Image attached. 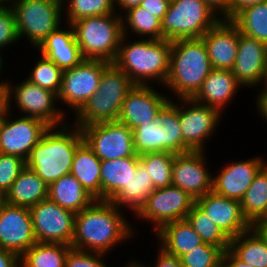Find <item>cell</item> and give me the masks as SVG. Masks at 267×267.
Instances as JSON below:
<instances>
[{
    "label": "cell",
    "instance_id": "cb8c5ba5",
    "mask_svg": "<svg viewBox=\"0 0 267 267\" xmlns=\"http://www.w3.org/2000/svg\"><path fill=\"white\" fill-rule=\"evenodd\" d=\"M139 156L101 161V200L110 201L137 170Z\"/></svg>",
    "mask_w": 267,
    "mask_h": 267
},
{
    "label": "cell",
    "instance_id": "ffe728a7",
    "mask_svg": "<svg viewBox=\"0 0 267 267\" xmlns=\"http://www.w3.org/2000/svg\"><path fill=\"white\" fill-rule=\"evenodd\" d=\"M212 69L232 70L236 61L239 29L231 21L221 19L202 37Z\"/></svg>",
    "mask_w": 267,
    "mask_h": 267
},
{
    "label": "cell",
    "instance_id": "8992f818",
    "mask_svg": "<svg viewBox=\"0 0 267 267\" xmlns=\"http://www.w3.org/2000/svg\"><path fill=\"white\" fill-rule=\"evenodd\" d=\"M220 20L203 0H170L161 21L163 39H199Z\"/></svg>",
    "mask_w": 267,
    "mask_h": 267
},
{
    "label": "cell",
    "instance_id": "b9f144b4",
    "mask_svg": "<svg viewBox=\"0 0 267 267\" xmlns=\"http://www.w3.org/2000/svg\"><path fill=\"white\" fill-rule=\"evenodd\" d=\"M62 75L63 71L59 67L48 58L41 55V58L30 73V77L27 79L31 83L58 95L61 88Z\"/></svg>",
    "mask_w": 267,
    "mask_h": 267
},
{
    "label": "cell",
    "instance_id": "d590c367",
    "mask_svg": "<svg viewBox=\"0 0 267 267\" xmlns=\"http://www.w3.org/2000/svg\"><path fill=\"white\" fill-rule=\"evenodd\" d=\"M124 12H126V21H123L122 25L123 35H126V33H128L126 30L130 28L132 32L141 37L146 35L147 37L149 36L150 39L154 40L163 39L161 20L154 16L153 13L147 11L146 8L139 5ZM126 22L128 25H126Z\"/></svg>",
    "mask_w": 267,
    "mask_h": 267
},
{
    "label": "cell",
    "instance_id": "e7e4bbea",
    "mask_svg": "<svg viewBox=\"0 0 267 267\" xmlns=\"http://www.w3.org/2000/svg\"><path fill=\"white\" fill-rule=\"evenodd\" d=\"M4 117H5V111L0 115V130H1L2 124L4 122Z\"/></svg>",
    "mask_w": 267,
    "mask_h": 267
},
{
    "label": "cell",
    "instance_id": "c3c4849f",
    "mask_svg": "<svg viewBox=\"0 0 267 267\" xmlns=\"http://www.w3.org/2000/svg\"><path fill=\"white\" fill-rule=\"evenodd\" d=\"M213 12L219 14L221 19L230 20V7L232 0H203ZM219 11V12H218Z\"/></svg>",
    "mask_w": 267,
    "mask_h": 267
},
{
    "label": "cell",
    "instance_id": "bcb514c9",
    "mask_svg": "<svg viewBox=\"0 0 267 267\" xmlns=\"http://www.w3.org/2000/svg\"><path fill=\"white\" fill-rule=\"evenodd\" d=\"M104 254L71 248L65 260V267H107L102 262Z\"/></svg>",
    "mask_w": 267,
    "mask_h": 267
},
{
    "label": "cell",
    "instance_id": "60d3db41",
    "mask_svg": "<svg viewBox=\"0 0 267 267\" xmlns=\"http://www.w3.org/2000/svg\"><path fill=\"white\" fill-rule=\"evenodd\" d=\"M134 84L114 63L103 71L99 88L94 95L126 96Z\"/></svg>",
    "mask_w": 267,
    "mask_h": 267
},
{
    "label": "cell",
    "instance_id": "1f68e13d",
    "mask_svg": "<svg viewBox=\"0 0 267 267\" xmlns=\"http://www.w3.org/2000/svg\"><path fill=\"white\" fill-rule=\"evenodd\" d=\"M229 249L247 264L255 267H267V241L253 226L232 238Z\"/></svg>",
    "mask_w": 267,
    "mask_h": 267
},
{
    "label": "cell",
    "instance_id": "7c38bea8",
    "mask_svg": "<svg viewBox=\"0 0 267 267\" xmlns=\"http://www.w3.org/2000/svg\"><path fill=\"white\" fill-rule=\"evenodd\" d=\"M195 199L181 188L169 186L155 189L136 216L154 224L156 232L168 223L184 220Z\"/></svg>",
    "mask_w": 267,
    "mask_h": 267
},
{
    "label": "cell",
    "instance_id": "d4e9b609",
    "mask_svg": "<svg viewBox=\"0 0 267 267\" xmlns=\"http://www.w3.org/2000/svg\"><path fill=\"white\" fill-rule=\"evenodd\" d=\"M101 160L83 141L76 149L70 174H72L96 200H101Z\"/></svg>",
    "mask_w": 267,
    "mask_h": 267
},
{
    "label": "cell",
    "instance_id": "6f0895ef",
    "mask_svg": "<svg viewBox=\"0 0 267 267\" xmlns=\"http://www.w3.org/2000/svg\"><path fill=\"white\" fill-rule=\"evenodd\" d=\"M6 88H0V115L7 109Z\"/></svg>",
    "mask_w": 267,
    "mask_h": 267
},
{
    "label": "cell",
    "instance_id": "ba28073f",
    "mask_svg": "<svg viewBox=\"0 0 267 267\" xmlns=\"http://www.w3.org/2000/svg\"><path fill=\"white\" fill-rule=\"evenodd\" d=\"M80 128L84 141L101 161L136 155L133 131L127 125L110 121Z\"/></svg>",
    "mask_w": 267,
    "mask_h": 267
},
{
    "label": "cell",
    "instance_id": "5b68a950",
    "mask_svg": "<svg viewBox=\"0 0 267 267\" xmlns=\"http://www.w3.org/2000/svg\"><path fill=\"white\" fill-rule=\"evenodd\" d=\"M123 19L120 14L111 13L72 22L83 58L113 63L123 37Z\"/></svg>",
    "mask_w": 267,
    "mask_h": 267
},
{
    "label": "cell",
    "instance_id": "e0dca14e",
    "mask_svg": "<svg viewBox=\"0 0 267 267\" xmlns=\"http://www.w3.org/2000/svg\"><path fill=\"white\" fill-rule=\"evenodd\" d=\"M168 101L165 95L159 94L150 85H134L123 101L117 121L131 130L140 125H150Z\"/></svg>",
    "mask_w": 267,
    "mask_h": 267
},
{
    "label": "cell",
    "instance_id": "74e56055",
    "mask_svg": "<svg viewBox=\"0 0 267 267\" xmlns=\"http://www.w3.org/2000/svg\"><path fill=\"white\" fill-rule=\"evenodd\" d=\"M175 154L171 152H153L139 156L146 165L147 175L155 189L172 186V165Z\"/></svg>",
    "mask_w": 267,
    "mask_h": 267
},
{
    "label": "cell",
    "instance_id": "db71d44e",
    "mask_svg": "<svg viewBox=\"0 0 267 267\" xmlns=\"http://www.w3.org/2000/svg\"><path fill=\"white\" fill-rule=\"evenodd\" d=\"M257 108L258 111L261 113V115L265 118L267 121V91H262L260 94L257 96Z\"/></svg>",
    "mask_w": 267,
    "mask_h": 267
},
{
    "label": "cell",
    "instance_id": "d6a6232c",
    "mask_svg": "<svg viewBox=\"0 0 267 267\" xmlns=\"http://www.w3.org/2000/svg\"><path fill=\"white\" fill-rule=\"evenodd\" d=\"M71 248L67 244L36 242L20 257V267H65Z\"/></svg>",
    "mask_w": 267,
    "mask_h": 267
},
{
    "label": "cell",
    "instance_id": "44dd1931",
    "mask_svg": "<svg viewBox=\"0 0 267 267\" xmlns=\"http://www.w3.org/2000/svg\"><path fill=\"white\" fill-rule=\"evenodd\" d=\"M263 160L257 157L225 165L219 172L220 174L213 176L212 191L240 201L255 175L265 165L266 162Z\"/></svg>",
    "mask_w": 267,
    "mask_h": 267
},
{
    "label": "cell",
    "instance_id": "83f0119b",
    "mask_svg": "<svg viewBox=\"0 0 267 267\" xmlns=\"http://www.w3.org/2000/svg\"><path fill=\"white\" fill-rule=\"evenodd\" d=\"M126 96L93 95L75 113L76 126L117 121Z\"/></svg>",
    "mask_w": 267,
    "mask_h": 267
},
{
    "label": "cell",
    "instance_id": "4dcf8cb0",
    "mask_svg": "<svg viewBox=\"0 0 267 267\" xmlns=\"http://www.w3.org/2000/svg\"><path fill=\"white\" fill-rule=\"evenodd\" d=\"M240 204L242 213L251 226L267 216V163L255 175Z\"/></svg>",
    "mask_w": 267,
    "mask_h": 267
},
{
    "label": "cell",
    "instance_id": "ac0fdd59",
    "mask_svg": "<svg viewBox=\"0 0 267 267\" xmlns=\"http://www.w3.org/2000/svg\"><path fill=\"white\" fill-rule=\"evenodd\" d=\"M195 204L230 238L237 237L252 226L245 219L240 201L218 195L213 191L199 197Z\"/></svg>",
    "mask_w": 267,
    "mask_h": 267
},
{
    "label": "cell",
    "instance_id": "91938a15",
    "mask_svg": "<svg viewBox=\"0 0 267 267\" xmlns=\"http://www.w3.org/2000/svg\"><path fill=\"white\" fill-rule=\"evenodd\" d=\"M2 64H3V58L0 55V71H2ZM0 74H1V72H0ZM6 83L7 82H4V80H3V82L0 81V88H5Z\"/></svg>",
    "mask_w": 267,
    "mask_h": 267
},
{
    "label": "cell",
    "instance_id": "7402d4cb",
    "mask_svg": "<svg viewBox=\"0 0 267 267\" xmlns=\"http://www.w3.org/2000/svg\"><path fill=\"white\" fill-rule=\"evenodd\" d=\"M68 25V30H61L59 26L38 47L41 55L51 60L62 71L71 69L84 60L73 27L71 24Z\"/></svg>",
    "mask_w": 267,
    "mask_h": 267
},
{
    "label": "cell",
    "instance_id": "9c48e42d",
    "mask_svg": "<svg viewBox=\"0 0 267 267\" xmlns=\"http://www.w3.org/2000/svg\"><path fill=\"white\" fill-rule=\"evenodd\" d=\"M37 243H60L71 246L75 213L45 199L29 208Z\"/></svg>",
    "mask_w": 267,
    "mask_h": 267
},
{
    "label": "cell",
    "instance_id": "836d02e7",
    "mask_svg": "<svg viewBox=\"0 0 267 267\" xmlns=\"http://www.w3.org/2000/svg\"><path fill=\"white\" fill-rule=\"evenodd\" d=\"M231 21L240 33L267 44V1L246 7Z\"/></svg>",
    "mask_w": 267,
    "mask_h": 267
},
{
    "label": "cell",
    "instance_id": "4316f807",
    "mask_svg": "<svg viewBox=\"0 0 267 267\" xmlns=\"http://www.w3.org/2000/svg\"><path fill=\"white\" fill-rule=\"evenodd\" d=\"M6 196L8 204L30 208L48 198V185L26 166Z\"/></svg>",
    "mask_w": 267,
    "mask_h": 267
},
{
    "label": "cell",
    "instance_id": "816d5d0a",
    "mask_svg": "<svg viewBox=\"0 0 267 267\" xmlns=\"http://www.w3.org/2000/svg\"><path fill=\"white\" fill-rule=\"evenodd\" d=\"M222 264L225 267H255L240 260L230 249L224 251L222 256Z\"/></svg>",
    "mask_w": 267,
    "mask_h": 267
},
{
    "label": "cell",
    "instance_id": "277c9868",
    "mask_svg": "<svg viewBox=\"0 0 267 267\" xmlns=\"http://www.w3.org/2000/svg\"><path fill=\"white\" fill-rule=\"evenodd\" d=\"M212 70L206 46L201 38L171 42L169 74L165 86L179 99H192Z\"/></svg>",
    "mask_w": 267,
    "mask_h": 267
},
{
    "label": "cell",
    "instance_id": "9f6ffc18",
    "mask_svg": "<svg viewBox=\"0 0 267 267\" xmlns=\"http://www.w3.org/2000/svg\"><path fill=\"white\" fill-rule=\"evenodd\" d=\"M142 0H115V3H117L121 7L122 11L123 9L127 11L128 9L139 6L141 4Z\"/></svg>",
    "mask_w": 267,
    "mask_h": 267
},
{
    "label": "cell",
    "instance_id": "681fc988",
    "mask_svg": "<svg viewBox=\"0 0 267 267\" xmlns=\"http://www.w3.org/2000/svg\"><path fill=\"white\" fill-rule=\"evenodd\" d=\"M160 253L157 257V264L155 267H183L182 262L178 256L166 252L162 247L159 249Z\"/></svg>",
    "mask_w": 267,
    "mask_h": 267
},
{
    "label": "cell",
    "instance_id": "be15d7a7",
    "mask_svg": "<svg viewBox=\"0 0 267 267\" xmlns=\"http://www.w3.org/2000/svg\"><path fill=\"white\" fill-rule=\"evenodd\" d=\"M12 0H0V6H7L10 5ZM4 2V3H3ZM2 4V5H1ZM7 4V5H6Z\"/></svg>",
    "mask_w": 267,
    "mask_h": 267
},
{
    "label": "cell",
    "instance_id": "f35d334b",
    "mask_svg": "<svg viewBox=\"0 0 267 267\" xmlns=\"http://www.w3.org/2000/svg\"><path fill=\"white\" fill-rule=\"evenodd\" d=\"M156 120L166 129V152L182 153V130L178 118V104L169 100L157 113Z\"/></svg>",
    "mask_w": 267,
    "mask_h": 267
},
{
    "label": "cell",
    "instance_id": "f546056e",
    "mask_svg": "<svg viewBox=\"0 0 267 267\" xmlns=\"http://www.w3.org/2000/svg\"><path fill=\"white\" fill-rule=\"evenodd\" d=\"M154 190L153 182L147 175L146 165L139 159L137 170L127 185H124L110 201L117 208L124 205L136 214Z\"/></svg>",
    "mask_w": 267,
    "mask_h": 267
},
{
    "label": "cell",
    "instance_id": "603a6c76",
    "mask_svg": "<svg viewBox=\"0 0 267 267\" xmlns=\"http://www.w3.org/2000/svg\"><path fill=\"white\" fill-rule=\"evenodd\" d=\"M239 87L241 85L231 70L212 69L192 99L222 113V108L234 98Z\"/></svg>",
    "mask_w": 267,
    "mask_h": 267
},
{
    "label": "cell",
    "instance_id": "6125c7cd",
    "mask_svg": "<svg viewBox=\"0 0 267 267\" xmlns=\"http://www.w3.org/2000/svg\"><path fill=\"white\" fill-rule=\"evenodd\" d=\"M126 267H147V266H145V264L143 265V264H140V262L138 263L137 261H135V262H131Z\"/></svg>",
    "mask_w": 267,
    "mask_h": 267
},
{
    "label": "cell",
    "instance_id": "94428289",
    "mask_svg": "<svg viewBox=\"0 0 267 267\" xmlns=\"http://www.w3.org/2000/svg\"><path fill=\"white\" fill-rule=\"evenodd\" d=\"M263 81L262 83H264L265 85L263 86V90L262 91H267V65H266V69H265V74H264V78H263Z\"/></svg>",
    "mask_w": 267,
    "mask_h": 267
},
{
    "label": "cell",
    "instance_id": "ee69618b",
    "mask_svg": "<svg viewBox=\"0 0 267 267\" xmlns=\"http://www.w3.org/2000/svg\"><path fill=\"white\" fill-rule=\"evenodd\" d=\"M25 167L21 157L0 153V190L7 193Z\"/></svg>",
    "mask_w": 267,
    "mask_h": 267
},
{
    "label": "cell",
    "instance_id": "ab89813d",
    "mask_svg": "<svg viewBox=\"0 0 267 267\" xmlns=\"http://www.w3.org/2000/svg\"><path fill=\"white\" fill-rule=\"evenodd\" d=\"M66 2L69 4L66 15L68 24L83 18L115 13L116 10L115 0H67Z\"/></svg>",
    "mask_w": 267,
    "mask_h": 267
},
{
    "label": "cell",
    "instance_id": "5bb4252c",
    "mask_svg": "<svg viewBox=\"0 0 267 267\" xmlns=\"http://www.w3.org/2000/svg\"><path fill=\"white\" fill-rule=\"evenodd\" d=\"M8 117L9 111L6 109L0 130V153L27 160L32 149L50 126L40 119L25 115L14 121Z\"/></svg>",
    "mask_w": 267,
    "mask_h": 267
},
{
    "label": "cell",
    "instance_id": "6da1fadb",
    "mask_svg": "<svg viewBox=\"0 0 267 267\" xmlns=\"http://www.w3.org/2000/svg\"><path fill=\"white\" fill-rule=\"evenodd\" d=\"M123 216L111 201L95 200L76 213L71 247L105 255L115 244L133 237L134 230Z\"/></svg>",
    "mask_w": 267,
    "mask_h": 267
},
{
    "label": "cell",
    "instance_id": "30bf717a",
    "mask_svg": "<svg viewBox=\"0 0 267 267\" xmlns=\"http://www.w3.org/2000/svg\"><path fill=\"white\" fill-rule=\"evenodd\" d=\"M5 88L8 111H10V103L14 97L18 109L21 113H25L26 117H34L44 121L49 126L57 127L58 125L60 128L59 124L63 123L64 114L63 111H60L61 109L55 107L54 102L57 101L55 93L31 83L28 79L16 86L6 83Z\"/></svg>",
    "mask_w": 267,
    "mask_h": 267
},
{
    "label": "cell",
    "instance_id": "d6986e66",
    "mask_svg": "<svg viewBox=\"0 0 267 267\" xmlns=\"http://www.w3.org/2000/svg\"><path fill=\"white\" fill-rule=\"evenodd\" d=\"M267 65V44L239 31L237 57L233 69L241 86L253 87L263 82Z\"/></svg>",
    "mask_w": 267,
    "mask_h": 267
},
{
    "label": "cell",
    "instance_id": "f5cc1de1",
    "mask_svg": "<svg viewBox=\"0 0 267 267\" xmlns=\"http://www.w3.org/2000/svg\"><path fill=\"white\" fill-rule=\"evenodd\" d=\"M267 0H232L230 7V20H232L241 10L254 4L266 2Z\"/></svg>",
    "mask_w": 267,
    "mask_h": 267
},
{
    "label": "cell",
    "instance_id": "9a60e30c",
    "mask_svg": "<svg viewBox=\"0 0 267 267\" xmlns=\"http://www.w3.org/2000/svg\"><path fill=\"white\" fill-rule=\"evenodd\" d=\"M204 151H188L174 156L172 186L181 188L195 200L212 191L213 176L206 168Z\"/></svg>",
    "mask_w": 267,
    "mask_h": 267
},
{
    "label": "cell",
    "instance_id": "7a4b0ae2",
    "mask_svg": "<svg viewBox=\"0 0 267 267\" xmlns=\"http://www.w3.org/2000/svg\"><path fill=\"white\" fill-rule=\"evenodd\" d=\"M62 125L64 127L59 130L50 126L26 160V166L48 186L70 174L75 151L84 141L80 127L74 125L71 132L66 124Z\"/></svg>",
    "mask_w": 267,
    "mask_h": 267
},
{
    "label": "cell",
    "instance_id": "52a82bcc",
    "mask_svg": "<svg viewBox=\"0 0 267 267\" xmlns=\"http://www.w3.org/2000/svg\"><path fill=\"white\" fill-rule=\"evenodd\" d=\"M63 0H12L19 39L26 37L35 47L59 26ZM61 17V18H60Z\"/></svg>",
    "mask_w": 267,
    "mask_h": 267
},
{
    "label": "cell",
    "instance_id": "484cf974",
    "mask_svg": "<svg viewBox=\"0 0 267 267\" xmlns=\"http://www.w3.org/2000/svg\"><path fill=\"white\" fill-rule=\"evenodd\" d=\"M48 199L75 214L96 200L72 174L62 176L48 186Z\"/></svg>",
    "mask_w": 267,
    "mask_h": 267
},
{
    "label": "cell",
    "instance_id": "f6af8a7d",
    "mask_svg": "<svg viewBox=\"0 0 267 267\" xmlns=\"http://www.w3.org/2000/svg\"><path fill=\"white\" fill-rule=\"evenodd\" d=\"M19 40L15 15L11 6H0V49Z\"/></svg>",
    "mask_w": 267,
    "mask_h": 267
},
{
    "label": "cell",
    "instance_id": "e575fe53",
    "mask_svg": "<svg viewBox=\"0 0 267 267\" xmlns=\"http://www.w3.org/2000/svg\"><path fill=\"white\" fill-rule=\"evenodd\" d=\"M186 220L204 243L215 245L223 251L230 248L231 239L196 204L192 206Z\"/></svg>",
    "mask_w": 267,
    "mask_h": 267
},
{
    "label": "cell",
    "instance_id": "f1b7e54d",
    "mask_svg": "<svg viewBox=\"0 0 267 267\" xmlns=\"http://www.w3.org/2000/svg\"><path fill=\"white\" fill-rule=\"evenodd\" d=\"M155 233L162 242L160 246L179 258L203 243L186 219L168 223Z\"/></svg>",
    "mask_w": 267,
    "mask_h": 267
},
{
    "label": "cell",
    "instance_id": "7bdbcfd3",
    "mask_svg": "<svg viewBox=\"0 0 267 267\" xmlns=\"http://www.w3.org/2000/svg\"><path fill=\"white\" fill-rule=\"evenodd\" d=\"M224 251L212 244L202 243L180 257L183 267H219Z\"/></svg>",
    "mask_w": 267,
    "mask_h": 267
},
{
    "label": "cell",
    "instance_id": "8d00e7d4",
    "mask_svg": "<svg viewBox=\"0 0 267 267\" xmlns=\"http://www.w3.org/2000/svg\"><path fill=\"white\" fill-rule=\"evenodd\" d=\"M133 131L134 149L138 156L166 152V129L154 120L150 125H140Z\"/></svg>",
    "mask_w": 267,
    "mask_h": 267
},
{
    "label": "cell",
    "instance_id": "3957f363",
    "mask_svg": "<svg viewBox=\"0 0 267 267\" xmlns=\"http://www.w3.org/2000/svg\"><path fill=\"white\" fill-rule=\"evenodd\" d=\"M125 37L123 35L113 63L134 85L147 86L149 80L160 81L164 85L169 74L171 41L141 38L126 44Z\"/></svg>",
    "mask_w": 267,
    "mask_h": 267
},
{
    "label": "cell",
    "instance_id": "11a10c76",
    "mask_svg": "<svg viewBox=\"0 0 267 267\" xmlns=\"http://www.w3.org/2000/svg\"><path fill=\"white\" fill-rule=\"evenodd\" d=\"M253 227L267 241V216L261 218Z\"/></svg>",
    "mask_w": 267,
    "mask_h": 267
},
{
    "label": "cell",
    "instance_id": "4fadbf2b",
    "mask_svg": "<svg viewBox=\"0 0 267 267\" xmlns=\"http://www.w3.org/2000/svg\"><path fill=\"white\" fill-rule=\"evenodd\" d=\"M178 118L182 130V153L204 151L205 140L212 136L221 113L210 106L195 102L193 99H179ZM190 106L185 108L184 106ZM184 107V108H183ZM204 149V150H203Z\"/></svg>",
    "mask_w": 267,
    "mask_h": 267
},
{
    "label": "cell",
    "instance_id": "7dc6e473",
    "mask_svg": "<svg viewBox=\"0 0 267 267\" xmlns=\"http://www.w3.org/2000/svg\"><path fill=\"white\" fill-rule=\"evenodd\" d=\"M170 0H142L140 6L153 13L161 21L168 10Z\"/></svg>",
    "mask_w": 267,
    "mask_h": 267
},
{
    "label": "cell",
    "instance_id": "2e32d148",
    "mask_svg": "<svg viewBox=\"0 0 267 267\" xmlns=\"http://www.w3.org/2000/svg\"><path fill=\"white\" fill-rule=\"evenodd\" d=\"M36 242L29 208L6 203L0 209V248L21 257Z\"/></svg>",
    "mask_w": 267,
    "mask_h": 267
},
{
    "label": "cell",
    "instance_id": "680465c9",
    "mask_svg": "<svg viewBox=\"0 0 267 267\" xmlns=\"http://www.w3.org/2000/svg\"><path fill=\"white\" fill-rule=\"evenodd\" d=\"M7 203V196L6 193L0 190V209Z\"/></svg>",
    "mask_w": 267,
    "mask_h": 267
},
{
    "label": "cell",
    "instance_id": "f907efd6",
    "mask_svg": "<svg viewBox=\"0 0 267 267\" xmlns=\"http://www.w3.org/2000/svg\"><path fill=\"white\" fill-rule=\"evenodd\" d=\"M0 267H20V257L12 251L0 248Z\"/></svg>",
    "mask_w": 267,
    "mask_h": 267
},
{
    "label": "cell",
    "instance_id": "8fae6325",
    "mask_svg": "<svg viewBox=\"0 0 267 267\" xmlns=\"http://www.w3.org/2000/svg\"><path fill=\"white\" fill-rule=\"evenodd\" d=\"M110 63L104 60L84 59L79 65L63 71L57 99L73 111H78L99 88L104 69Z\"/></svg>",
    "mask_w": 267,
    "mask_h": 267
}]
</instances>
